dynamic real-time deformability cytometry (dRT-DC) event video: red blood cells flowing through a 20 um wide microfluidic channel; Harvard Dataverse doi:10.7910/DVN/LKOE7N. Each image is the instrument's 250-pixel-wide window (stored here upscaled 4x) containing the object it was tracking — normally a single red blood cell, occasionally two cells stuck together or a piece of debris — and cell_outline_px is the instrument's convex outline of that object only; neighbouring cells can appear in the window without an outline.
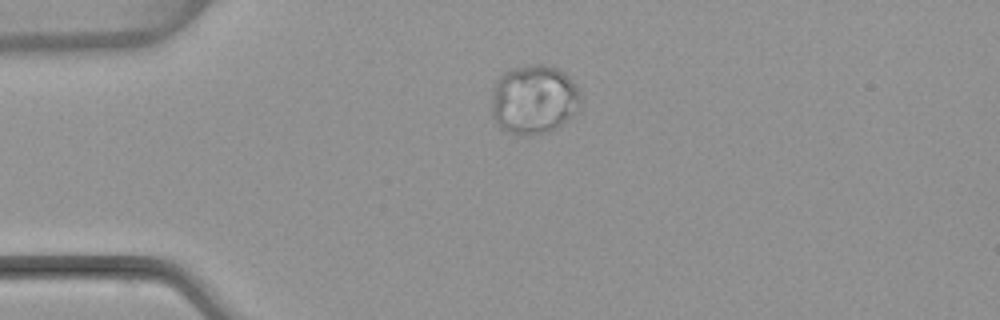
{"species": "common noctule bat (a hibernating species)", "species_latin": "Nyctalus noctula", "temperature_condition": "warm", "stored_images_in_passage": 2, "camera_frame_rate_fps": 3000, "um_per_image_px": 0.085, "animal": {"sex": "female", "body_mass_g": 22.7, "forearm_length_mm": 54.2}, "frame": {"image": 1, "passage_image": 1, "time_ms": 0.0, "image_size_px": [1000, 320], "cell_outline_px": [[580, 112], [556, 128], [548, 132], [528, 136], [508, 132], [500, 128], [492, 116], [492, 88], [496, 80], [504, 72], [512, 68], [528, 64], [540, 64], [556, 68], [568, 76], [576, 84], [580, 96]], "centroid_in_image_um": [45.39, 8.47], "position_along_channel_um": 39.6, "area_um2": 36.47}}